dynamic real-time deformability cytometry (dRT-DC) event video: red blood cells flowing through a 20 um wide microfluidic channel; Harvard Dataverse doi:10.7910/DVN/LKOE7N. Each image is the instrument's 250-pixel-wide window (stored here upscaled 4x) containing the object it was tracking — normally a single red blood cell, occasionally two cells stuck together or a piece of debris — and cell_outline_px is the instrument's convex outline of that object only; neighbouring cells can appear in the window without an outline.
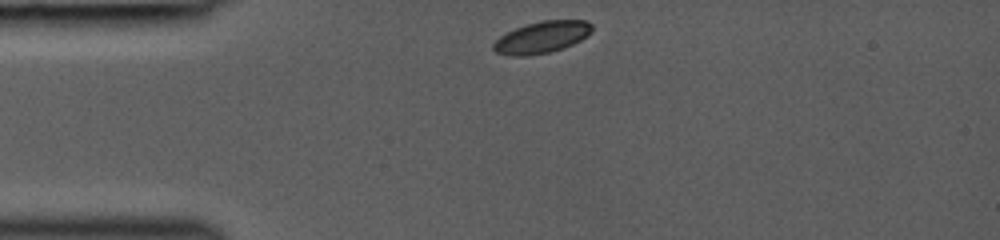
{"species": "common noctule bat (a hibernating species)", "species_latin": "Nyctalus noctula", "temperature_condition": "room temperature", "stored_images_in_passage": 30, "camera_frame_rate_fps": 3000, "um_per_image_px": 0.085, "animal": {"sex": "female", "body_mass_g": 19.0, "forearm_length_mm": 53.3}, "frame": {"image": 1, "passage_image": 1, "time_ms": 0.0, "image_size_px": [1000, 240], "cell_outline_px": [[592, 32], [588, 36], [572, 44], [548, 52], [528, 56], [508, 56], [496, 52], [492, 48], [492, 44], [500, 36], [516, 28], [528, 24], [544, 20], [588, 20], [592, 24]], "centroid_in_image_um": [46.06, 3.17], "position_along_channel_um": 38.9, "area_um2": 18.15}}
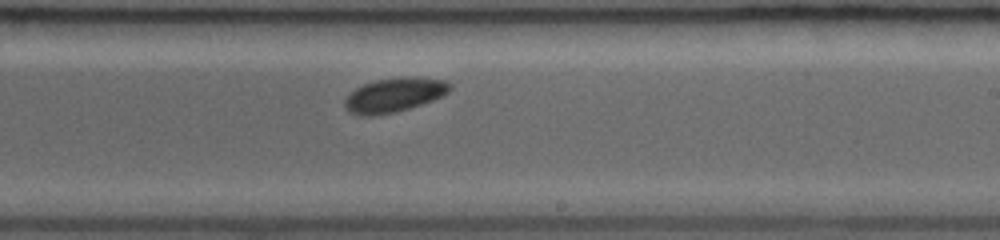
{"frame": {"image": 2, "passage_image": 18, "time_ms": 5.667, "image_size_px": [1000, 240], "cell_outline_px": [[452, 88], [448, 92], [432, 100], [396, 112], [372, 116], [360, 116], [348, 112], [344, 108], [344, 100], [356, 88], [364, 84], [376, 80], [444, 80], [452, 84]], "centroid_in_image_um": [33.42, 8.15], "position_along_channel_um": 255.6, "area_um2": 19.88}}
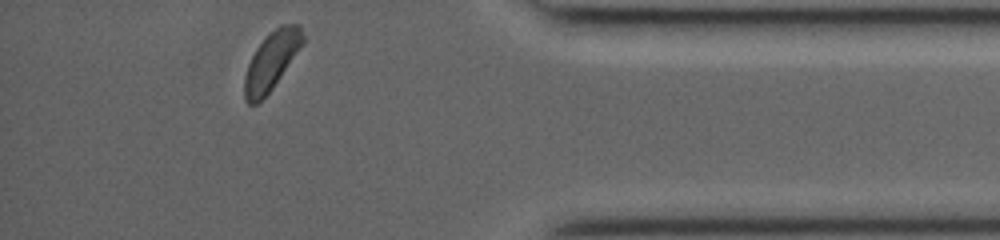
{"frame": {"image": 3, "passage_image": 30, "time_ms": 9.667, "image_size_px": [1000, 240], "cell_outline_px": [[304, 44], [272, 88], [256, 104], [248, 104], [244, 100], [244, 76], [248, 64], [256, 48], [280, 24], [300, 24], [304, 36]], "centroid_in_image_um": [23.08, 5.17], "position_along_channel_um": 412.1, "area_um2": 19.48}}